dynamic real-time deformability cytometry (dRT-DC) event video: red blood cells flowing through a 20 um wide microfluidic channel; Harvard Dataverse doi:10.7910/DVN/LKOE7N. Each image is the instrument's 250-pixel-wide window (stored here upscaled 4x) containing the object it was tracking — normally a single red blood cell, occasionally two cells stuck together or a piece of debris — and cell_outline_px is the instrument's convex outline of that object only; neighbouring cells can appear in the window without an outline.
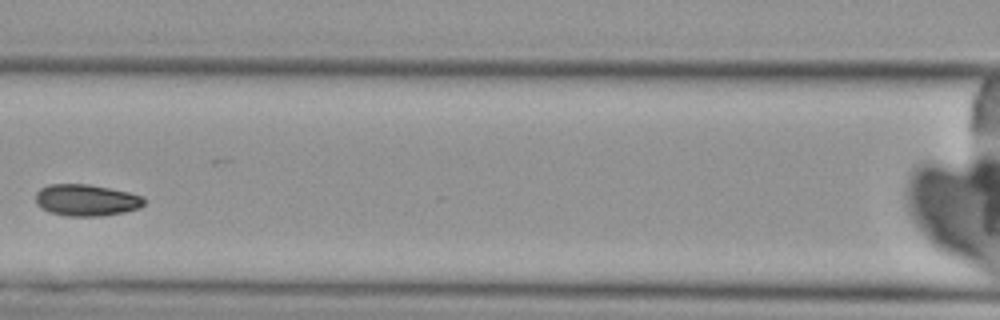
{"species": "Egyptian fruit bat (a non-hibernating species)", "species_latin": "Rousettus aegyptiacus", "temperature_condition": "cold", "stored_images_in_passage": 4, "camera_frame_rate_fps": 3000, "um_per_image_px": 0.085, "animal": {"sex": "female"}, "frame": {"image": 1, "passage_image": 3, "time_ms": 2.333, "image_size_px": [1000, 320], "cell_outline_px": [[144, 204], [140, 208], [124, 212], [104, 216], [68, 216], [52, 212], [36, 204], [36, 192], [40, 188], [48, 184], [88, 184], [128, 192], [144, 196]], "centroid_in_image_um": [7.36, 17.01], "position_along_channel_um": 159.2, "area_um2": 19.94}}
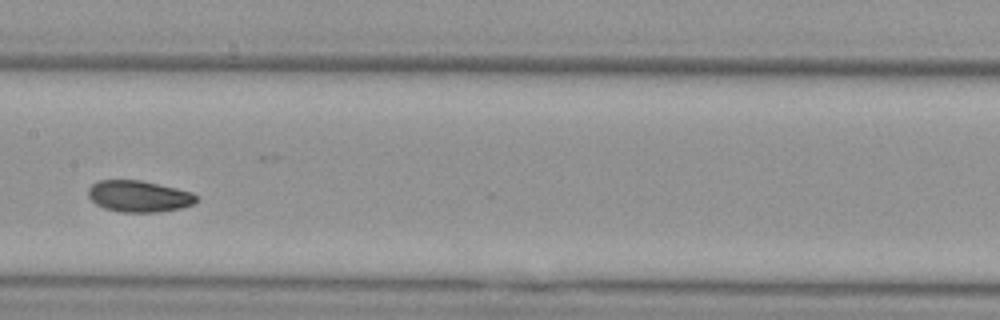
{"frame": {"image": 2, "passage_image": 4, "time_ms": 3.333, "image_size_px": [1000, 320], "cell_outline_px": [[196, 200], [192, 204], [180, 208], [156, 212], [120, 212], [104, 208], [96, 204], [88, 196], [88, 188], [92, 184], [100, 180], [140, 180], [176, 188], [192, 192], [196, 196]], "centroid_in_image_um": [11.77, 16.68], "position_along_channel_um": 195.6, "area_um2": 19.65}}